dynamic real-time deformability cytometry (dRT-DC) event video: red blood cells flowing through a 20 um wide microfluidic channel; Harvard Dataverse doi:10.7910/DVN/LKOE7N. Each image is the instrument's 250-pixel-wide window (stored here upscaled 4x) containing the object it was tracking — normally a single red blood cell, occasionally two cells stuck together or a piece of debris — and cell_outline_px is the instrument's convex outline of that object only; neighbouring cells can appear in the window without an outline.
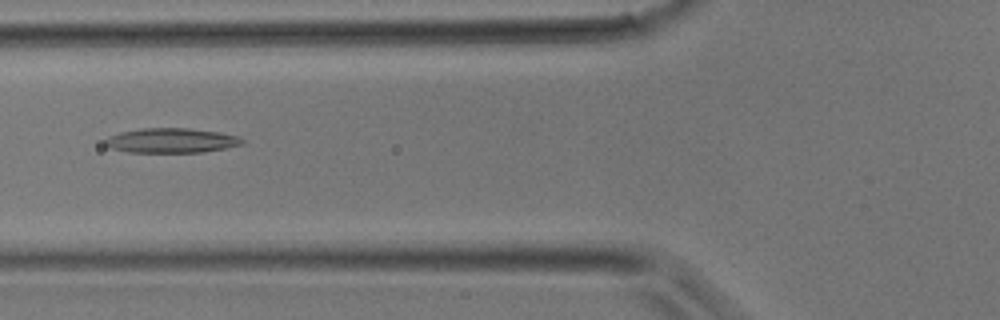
{"species": "common noctule bat (a hibernating species)", "species_latin": "Nyctalus noctula", "temperature_condition": "room temperature", "stored_images_in_passage": 27, "camera_frame_rate_fps": 3000, "um_per_image_px": 0.085, "animal": {"sex": "male", "body_mass_g": 17.9}, "frame": {"image": 1, "passage_image": 7, "time_ms": 2.0, "image_size_px": [1000, 320], "cell_outline_px": [[244, 144], [204, 152], [128, 152], [112, 148], [104, 144], [104, 140], [108, 136], [120, 132], [140, 128], [188, 128], [220, 132], [236, 136], [244, 140]], "centroid_in_image_um": [14.54, 11.94], "position_along_channel_um": 111.3, "area_um2": 19.71}}
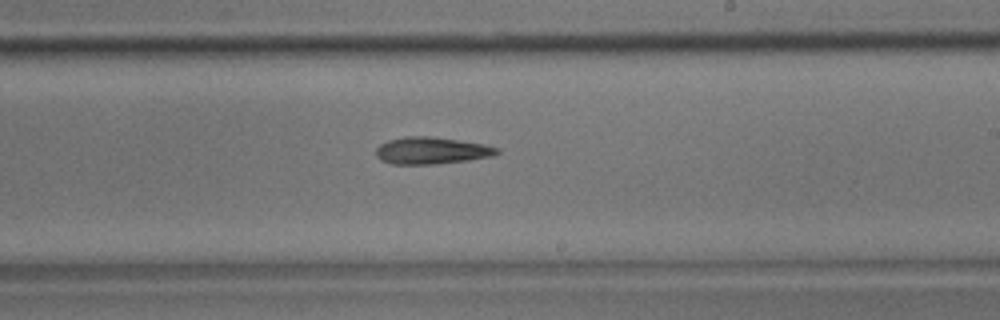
{"frame": {"image": 2, "passage_image": 15, "time_ms": 4.667, "image_size_px": [1000, 320], "cell_outline_px": [[500, 152], [492, 156], [468, 160], [432, 164], [392, 164], [380, 160], [376, 156], [376, 148], [380, 144], [388, 140], [404, 136], [428, 136], [484, 144], [500, 148]], "centroid_in_image_um": [36.65, 12.8], "position_along_channel_um": 252.3, "area_um2": 18.96}}
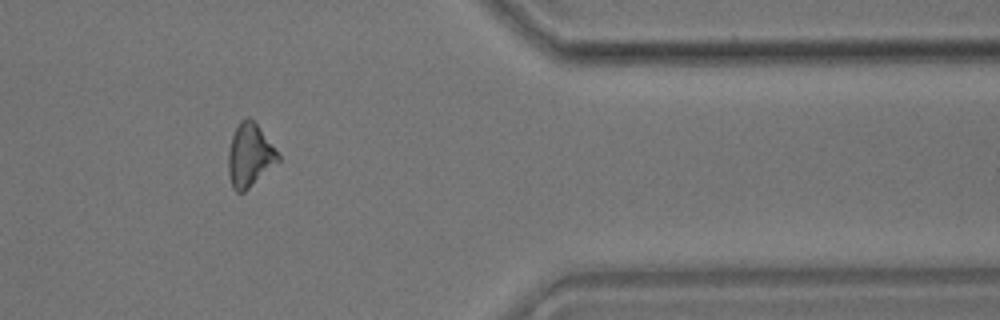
{"frame": {"image": 3, "passage_image": 24, "time_ms": 7.667, "image_size_px": [1000, 320], "cell_outline_px": [[280, 160], [244, 192], [236, 192], [232, 188], [228, 172], [228, 152], [232, 136], [240, 120], [244, 116], [248, 116], [260, 128], [280, 156]], "centroid_in_image_um": [21.2, 13.2], "position_along_channel_um": 390.2, "area_um2": 18.15}}